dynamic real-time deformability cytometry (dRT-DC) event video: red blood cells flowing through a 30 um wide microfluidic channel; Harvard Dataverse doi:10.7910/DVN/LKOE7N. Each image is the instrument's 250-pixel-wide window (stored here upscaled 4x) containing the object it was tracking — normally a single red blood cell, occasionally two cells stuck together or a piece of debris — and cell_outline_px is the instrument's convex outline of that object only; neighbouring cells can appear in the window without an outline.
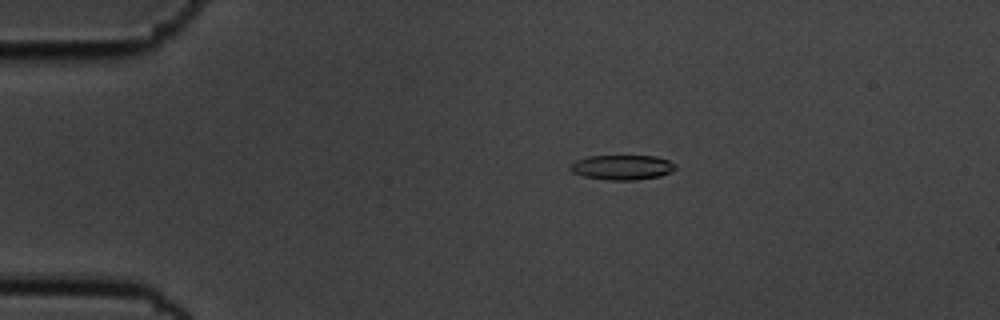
{"species": "common noctule bat (a hibernating species)", "species_latin": "Nyctalus noctula", "temperature_condition": "cold", "stored_images_in_passage": 50, "camera_frame_rate_fps": 3000, "um_per_image_px": 0.085, "animal": {"sex": "male", "body_mass_g": 19.5, "forearm_length_mm": 54.6}, "frame": {"image": 1, "passage_image": 5, "time_ms": 1.333, "image_size_px": [1000, 320], "cell_outline_px": [[676, 168], [672, 172], [660, 176], [636, 180], [604, 180], [584, 176], [572, 172], [568, 168], [568, 164], [576, 160], [588, 156], [656, 156], [668, 160], [676, 164]], "centroid_in_image_um": [52.86, 14.22], "position_along_channel_um": 32.1, "area_um2": 15.43}}
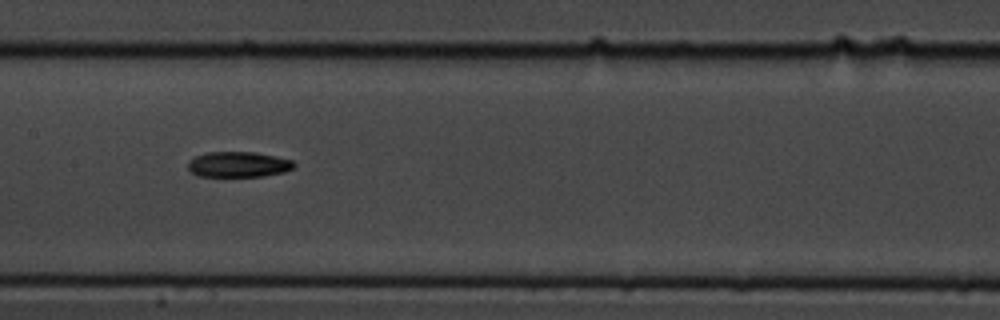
{"frame": {"image": 2, "passage_image": 22, "time_ms": 7.0, "image_size_px": [1000, 320], "cell_outline_px": [[296, 164], [292, 168], [284, 172], [264, 176], [200, 176], [192, 172], [188, 168], [188, 160], [196, 156], [208, 152], [256, 152], [292, 160]], "centroid_in_image_um": [20.26, 13.97], "position_along_channel_um": 187.1, "area_um2": 15.66}}
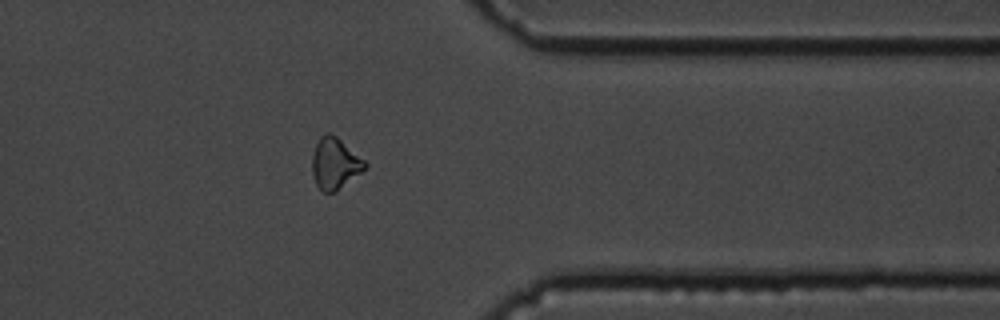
{"frame": {"image": 3, "passage_image": 39, "time_ms": 12.667, "image_size_px": [1000, 320], "cell_outline_px": [[368, 164], [360, 172], [336, 192], [324, 192], [316, 184], [312, 172], [312, 156], [316, 144], [320, 136], [328, 132], [336, 136], [364, 160]], "centroid_in_image_um": [28.44, 13.89], "position_along_channel_um": 383.0, "area_um2": 15.43}, "authors_computed_cell_mechanics": {"area_um2": 15.6638, "velocity_mm_per_s": 3.6142, "shape_relaxation_time_tau1_ms": 10.4857, "shape_relaxation_time_tau2_ms": null, "deformation_change_tau1": 0.2011, "deformation_change_tau2": null}}